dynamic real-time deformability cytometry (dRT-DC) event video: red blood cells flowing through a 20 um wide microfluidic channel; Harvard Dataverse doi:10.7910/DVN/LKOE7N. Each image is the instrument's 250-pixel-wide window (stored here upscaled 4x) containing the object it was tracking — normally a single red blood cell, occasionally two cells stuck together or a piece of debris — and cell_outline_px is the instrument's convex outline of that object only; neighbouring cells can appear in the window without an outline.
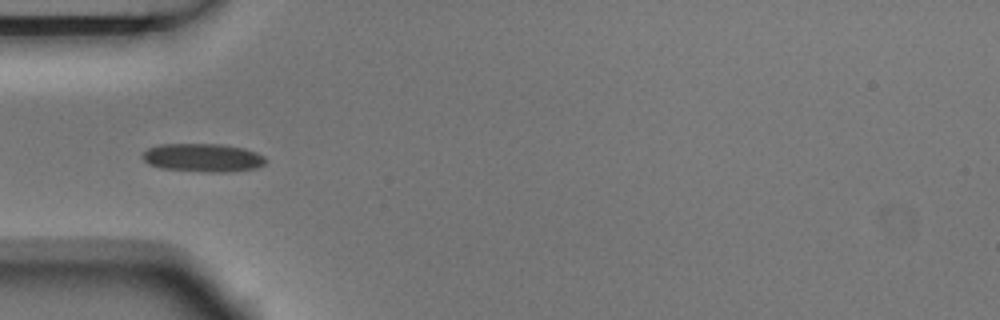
{"species": "Egyptian fruit bat (a non-hibernating species)", "species_latin": "Rousettus aegyptiacus", "temperature_condition": "room temperature", "stored_images_in_passage": 3, "camera_frame_rate_fps": 3000, "um_per_image_px": 0.085, "animal": {"sex": "male"}, "frame": {"image": 1, "passage_image": 2, "time_ms": 0.333, "image_size_px": [1000, 320], "cell_outline_px": [[268, 160], [264, 164], [256, 168], [232, 172], [208, 172], [160, 168], [148, 164], [140, 156], [148, 148], [160, 144], [224, 144], [244, 148], [256, 152], [264, 156]], "centroid_in_image_um": [17.26, 13.4], "position_along_channel_um": 67.7, "area_um2": 20.58}}
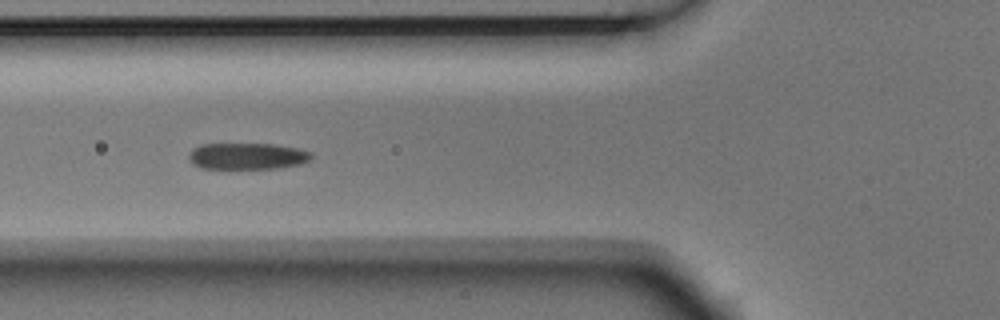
{"frame": {"image": 2, "passage_image": 3, "time_ms": 0.667, "image_size_px": [1000, 320], "cell_outline_px": [[312, 156], [308, 160], [300, 164], [276, 168], [200, 168], [192, 164], [188, 160], [188, 152], [192, 148], [200, 144], [276, 144], [296, 148], [312, 152]], "centroid_in_image_um": [20.95, 13.26], "position_along_channel_um": 104.8, "area_um2": 18.96}}